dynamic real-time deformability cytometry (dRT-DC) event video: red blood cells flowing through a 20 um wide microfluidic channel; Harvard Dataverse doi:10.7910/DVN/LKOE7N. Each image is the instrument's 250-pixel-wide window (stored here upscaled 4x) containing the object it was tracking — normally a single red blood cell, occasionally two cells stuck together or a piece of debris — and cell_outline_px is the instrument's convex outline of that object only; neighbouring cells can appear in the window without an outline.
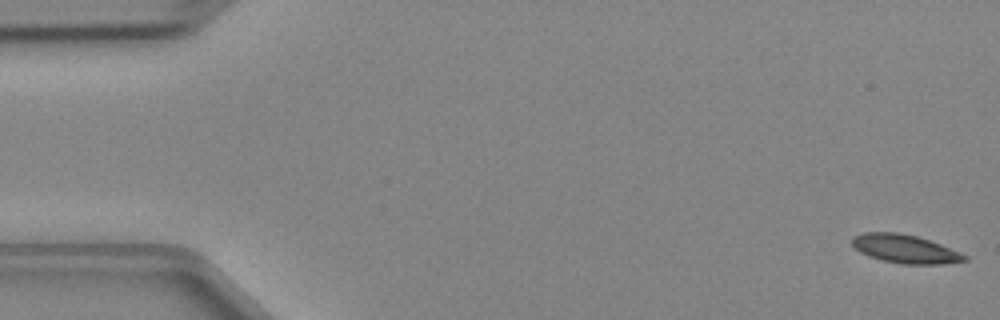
{"species": "Egyptian fruit bat (a non-hibernating species)", "species_latin": "Rousettus aegyptiacus", "temperature_condition": "cold", "stored_images_in_passage": 47, "camera_frame_rate_fps": 3000, "um_per_image_px": 0.085, "animal": {"sex": "female"}, "frame": {"image": 1, "passage_image": 1, "time_ms": 0.0, "image_size_px": [1000, 320], "cell_outline_px": [[968, 260], [940, 264], [900, 264], [868, 256], [860, 252], [852, 244], [852, 236], [864, 232], [896, 232], [916, 236], [940, 244], [968, 256]], "centroid_in_image_um": [76.9, 21.15], "position_along_channel_um": 8.1, "area_um2": 18.5}}
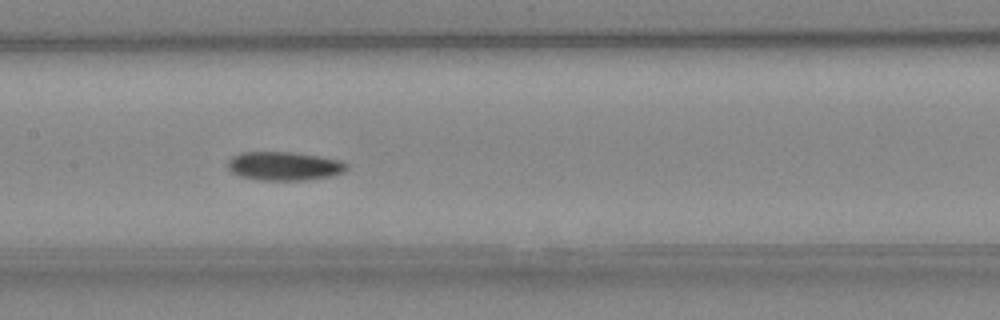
{"frame": {"image": 2, "passage_image": 23, "time_ms": 7.333, "image_size_px": [1000, 320], "cell_outline_px": [[348, 168], [344, 172], [328, 176], [304, 180], [256, 180], [240, 176], [232, 172], [228, 168], [228, 160], [232, 156], [240, 152], [292, 152], [320, 156], [340, 160], [348, 164]], "centroid_in_image_um": [24.14, 14.11], "position_along_channel_um": 183.3, "area_um2": 19.94}}
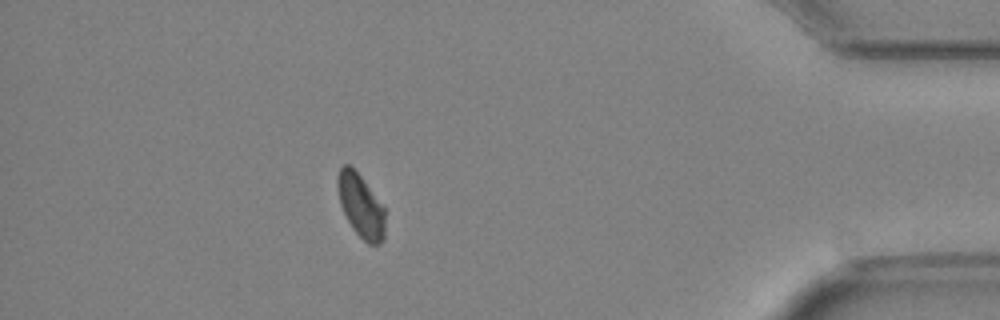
{"frame": {"image": 3, "passage_image": 42, "time_ms": 13.667, "image_size_px": [1000, 320], "cell_outline_px": [[384, 240], [380, 244], [368, 244], [352, 228], [340, 204], [336, 184], [336, 176], [340, 168], [344, 164], [348, 164], [360, 176], [384, 208]], "centroid_in_image_um": [30.64, 17.5], "position_along_channel_um": 404.6, "area_um2": 17.22}}